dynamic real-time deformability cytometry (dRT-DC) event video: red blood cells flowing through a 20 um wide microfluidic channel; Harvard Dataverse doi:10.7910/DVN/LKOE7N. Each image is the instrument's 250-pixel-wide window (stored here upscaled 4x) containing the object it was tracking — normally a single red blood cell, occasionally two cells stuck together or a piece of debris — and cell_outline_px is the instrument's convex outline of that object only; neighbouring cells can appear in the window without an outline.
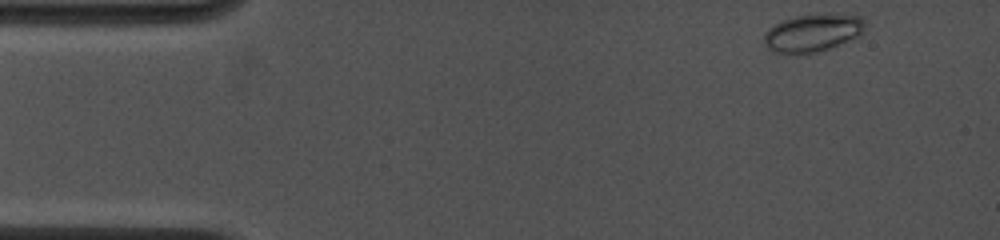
{"species": "common noctule bat (a hibernating species)", "species_latin": "Nyctalus noctula", "temperature_condition": "cold", "stored_images_in_passage": 37, "camera_frame_rate_fps": 4500, "um_per_image_px": 0.085, "animal": {"sex": "female", "body_mass_g": 19.0, "forearm_length_mm": 53.3}, "frame": {"image": 1, "passage_image": 1, "time_ms": 0.0, "image_size_px": [1000, 240], "cell_outline_px": [[868, 24], [864, 32], [860, 36], [820, 52], [772, 52], [764, 44], [764, 32], [768, 28], [784, 20], [796, 16], [828, 12], [860, 16]], "centroid_in_image_um": [69.15, 2.75], "position_along_channel_um": 15.8, "area_um2": 22.48}}
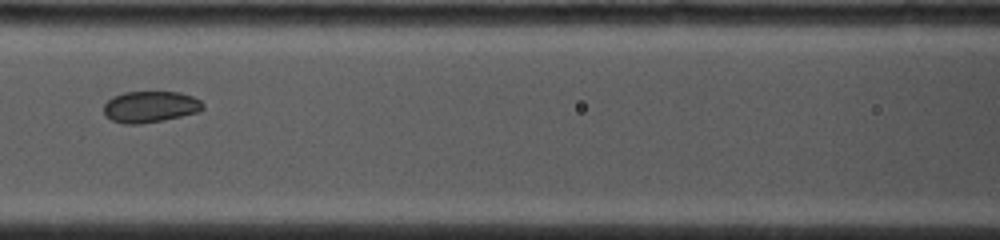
{"frame": {"image": 2, "passage_image": 16, "time_ms": 5.778, "image_size_px": [1000, 240], "cell_outline_px": [[204, 108], [200, 112], [164, 120], [140, 124], [124, 124], [112, 120], [104, 112], [104, 104], [112, 96], [124, 92], [180, 92], [192, 96], [200, 100], [204, 104]], "centroid_in_image_um": [12.8, 9.07], "position_along_channel_um": 153.8, "area_um2": 18.21}}
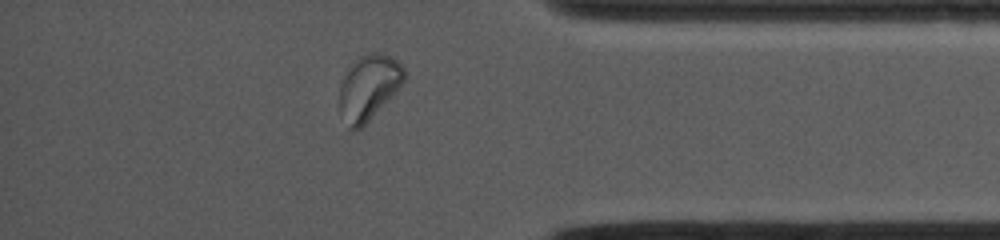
{"frame": {"image": 3, "passage_image": 33, "time_ms": 12.222, "image_size_px": [1000, 240], "cell_outline_px": [[404, 80], [372, 116], [356, 132], [352, 132], [348, 128], [340, 108], [340, 84], [344, 76], [352, 64], [364, 52], [380, 52], [396, 60], [404, 68]], "centroid_in_image_um": [31.3, 7.41], "position_along_channel_um": 403.9, "area_um2": 23.81}, "authors_computed_cell_mechanics": {"area_um2": 19.8254, "velocity_mm_per_s": 3.9987, "shape_relaxation_time_tau1_ms": 2.8285, "shape_relaxation_time_tau2_ms": 2.5585, "deformation_change_tau1": 0.0768, "deformation_change_tau2": 0.052}}